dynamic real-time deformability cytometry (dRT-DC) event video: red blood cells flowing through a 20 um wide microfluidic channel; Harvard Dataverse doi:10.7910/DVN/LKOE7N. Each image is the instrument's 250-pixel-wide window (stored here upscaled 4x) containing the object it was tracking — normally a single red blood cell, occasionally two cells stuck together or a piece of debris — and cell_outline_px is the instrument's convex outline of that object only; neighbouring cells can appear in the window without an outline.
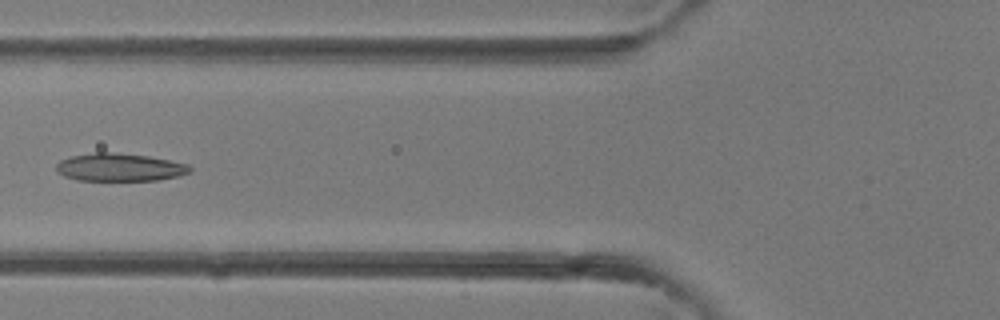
{"species": "common noctule bat (a hibernating species)", "species_latin": "Nyctalus noctula", "temperature_condition": "room temperature", "stored_images_in_passage": 37, "camera_frame_rate_fps": 3000, "um_per_image_px": 0.085, "animal": {"sex": "female"}, "frame": {"image": 1, "passage_image": 14, "time_ms": 4.333, "image_size_px": [1000, 320], "cell_outline_px": [[192, 172], [180, 176], [160, 180], [76, 180], [64, 176], [56, 172], [56, 164], [60, 160], [72, 156], [96, 152], [116, 152], [148, 156], [188, 164], [192, 168]], "centroid_in_image_um": [10.18, 14.22], "position_along_channel_um": 115.6, "area_um2": 21.85}}
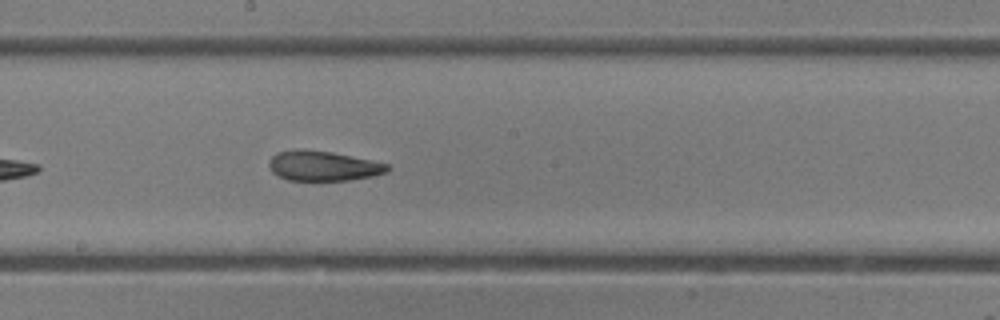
{"frame": {"image": 2, "passage_image": 20, "time_ms": 6.333, "image_size_px": [1000, 320], "cell_outline_px": [[392, 168], [388, 172], [372, 176], [348, 180], [288, 180], [272, 172], [268, 164], [268, 160], [276, 152], [332, 152], [372, 160], [388, 164]], "centroid_in_image_um": [27.53, 14.14], "position_along_channel_um": 220.7, "area_um2": 20.0}}
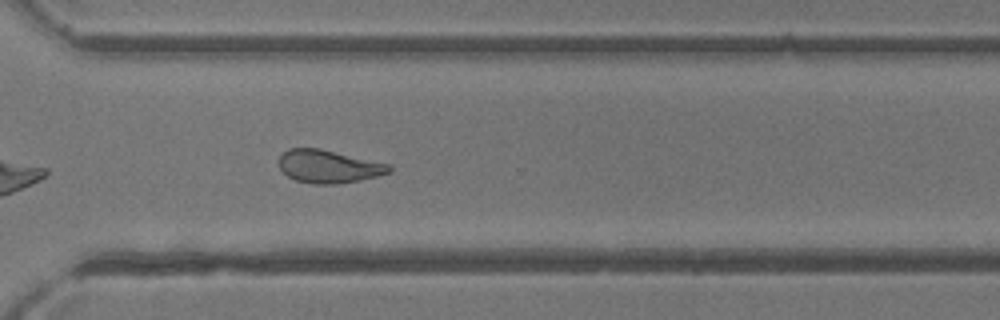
{"frame": {"image": 3, "passage_image": 27, "time_ms": 8.667, "image_size_px": [1000, 320], "cell_outline_px": [[392, 172], [360, 180], [336, 184], [312, 184], [296, 180], [288, 176], [280, 168], [280, 156], [288, 148], [320, 148], [392, 164]], "centroid_in_image_um": [27.98, 14.14], "position_along_channel_um": 342.6, "area_um2": 21.27}}